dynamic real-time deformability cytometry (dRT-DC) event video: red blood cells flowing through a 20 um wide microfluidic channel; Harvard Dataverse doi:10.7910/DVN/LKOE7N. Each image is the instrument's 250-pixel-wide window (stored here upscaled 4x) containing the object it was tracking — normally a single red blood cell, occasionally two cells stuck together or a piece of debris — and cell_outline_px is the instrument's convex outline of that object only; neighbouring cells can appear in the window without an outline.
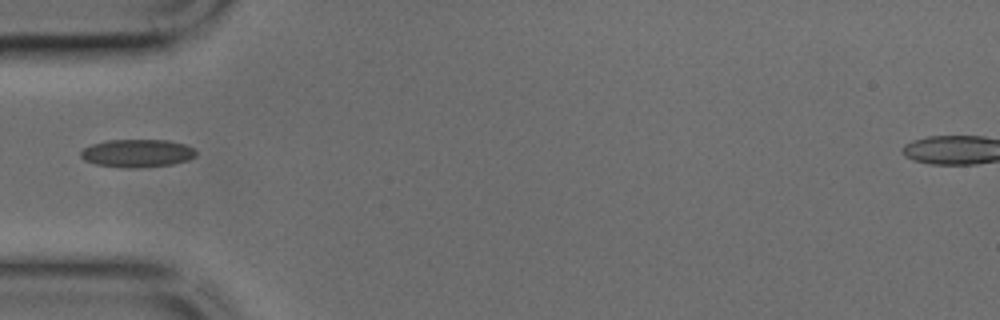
{"species": "common noctule bat (a hibernating species)", "species_latin": "Nyctalus noctula", "temperature_condition": "cold", "stored_images_in_passage": 17, "camera_frame_rate_fps": 3000, "um_per_image_px": 0.085, "animal": {"sex": "male", "body_mass_g": 17.9, "forearm_length_mm": 54.2}, "frame": {"image": 1, "passage_image": 1, "time_ms": 0.0, "image_size_px": [1000, 320], "cell_outline_px": [[196, 156], [188, 160], [172, 164], [132, 168], [128, 168], [96, 164], [84, 160], [80, 156], [80, 152], [84, 148], [92, 144], [104, 140], [168, 140], [184, 144], [192, 148], [196, 152]], "centroid_in_image_um": [11.64, 13.02], "position_along_channel_um": 73.4, "area_um2": 18.67}}